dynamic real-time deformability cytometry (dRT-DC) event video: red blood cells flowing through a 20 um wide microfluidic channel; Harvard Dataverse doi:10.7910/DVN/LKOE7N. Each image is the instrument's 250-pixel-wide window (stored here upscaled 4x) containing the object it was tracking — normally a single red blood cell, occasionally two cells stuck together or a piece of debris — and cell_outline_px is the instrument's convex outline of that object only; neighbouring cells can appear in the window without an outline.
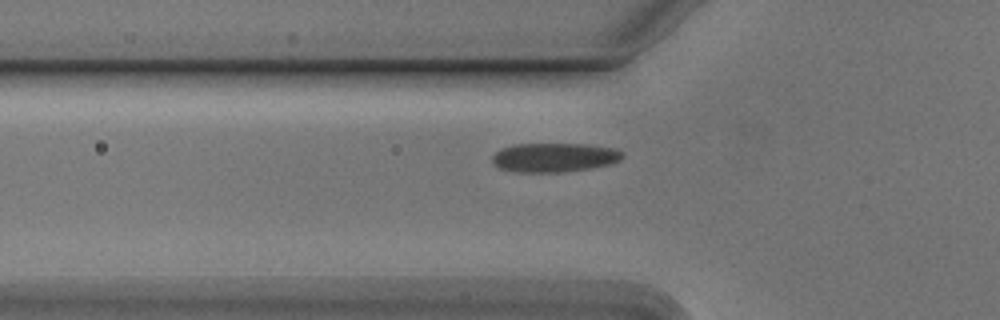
{"species": "Egyptian fruit bat (a non-hibernating species)", "species_latin": "Rousettus aegyptiacus", "temperature_condition": "cold", "stored_images_in_passage": 35, "camera_frame_rate_fps": 3000, "um_per_image_px": 0.085, "animal": {"sex": "male"}, "frame": {"image": 1, "passage_image": 4, "time_ms": 1.0, "image_size_px": [1000, 320], "cell_outline_px": [[624, 156], [620, 160], [612, 164], [564, 172], [516, 172], [500, 168], [492, 160], [492, 156], [500, 148], [512, 144], [588, 144], [616, 148], [624, 152]], "centroid_in_image_um": [47.15, 13.37], "position_along_channel_um": 78.7, "area_um2": 22.25}}
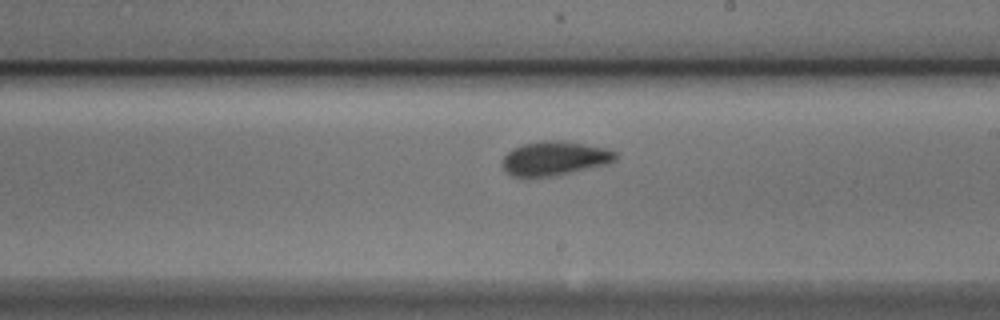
{"frame": {"image": 2, "passage_image": 17, "time_ms": 5.333, "image_size_px": [1000, 320], "cell_outline_px": [[620, 152], [616, 160], [608, 164], [556, 176], [532, 180], [528, 180], [512, 176], [500, 164], [500, 160], [512, 148], [524, 144], [544, 140], [560, 140], [608, 148]], "centroid_in_image_um": [47.13, 13.5], "position_along_channel_um": 241.9, "area_um2": 23.47}}
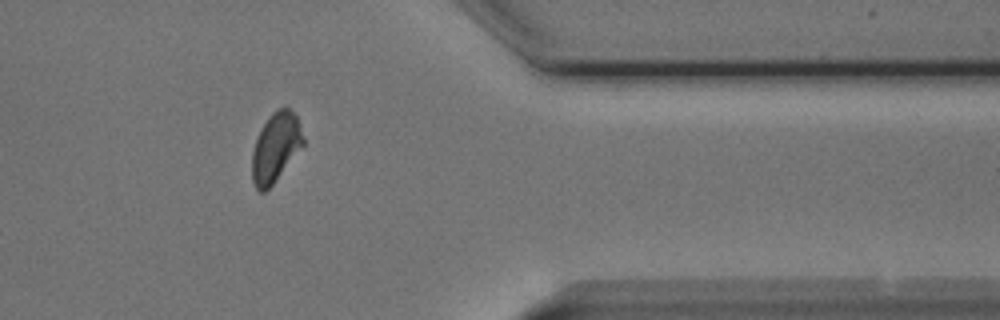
{"frame": {"image": 3, "passage_image": 30, "time_ms": 9.667, "image_size_px": [1000, 320], "cell_outline_px": [[304, 144], [272, 184], [264, 192], [260, 192], [256, 188], [252, 180], [252, 152], [260, 128], [268, 116], [276, 108], [288, 108], [296, 116], [304, 136]], "centroid_in_image_um": [23.41, 12.5], "position_along_channel_um": 388.0, "area_um2": 20.4}}